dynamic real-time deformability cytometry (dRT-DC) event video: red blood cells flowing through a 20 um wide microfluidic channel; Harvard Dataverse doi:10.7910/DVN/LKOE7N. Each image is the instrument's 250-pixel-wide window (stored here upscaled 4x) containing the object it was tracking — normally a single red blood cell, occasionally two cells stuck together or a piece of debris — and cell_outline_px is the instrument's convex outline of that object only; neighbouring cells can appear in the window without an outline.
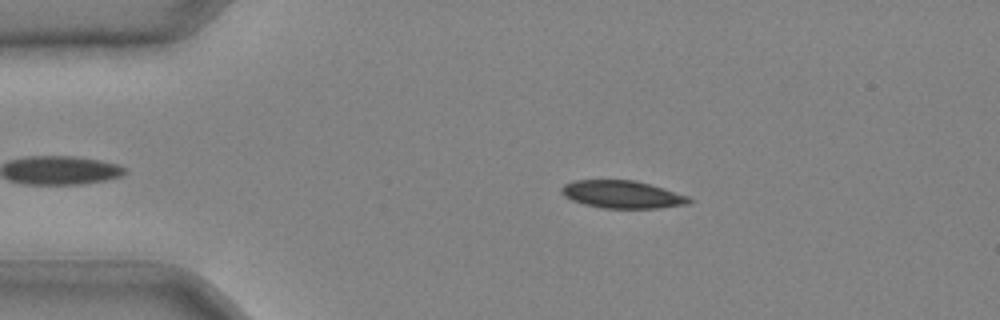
{"species": "common noctule bat (a hibernating species)", "species_latin": "Nyctalus noctula", "temperature_condition": "cold", "stored_images_in_passage": 42, "camera_frame_rate_fps": 3000, "um_per_image_px": 0.085, "animal": {"sex": "male", "body_mass_g": 20.4}, "frame": {"image": 1, "passage_image": 8, "time_ms": 2.333, "image_size_px": [1000, 320], "cell_outline_px": [[692, 200], [688, 204], [660, 208], [600, 208], [584, 204], [572, 200], [564, 196], [560, 192], [560, 188], [564, 184], [576, 180], [636, 180], [664, 188], [688, 196]], "centroid_in_image_um": [52.88, 16.52], "position_along_channel_um": 32.1, "area_um2": 20.63}}
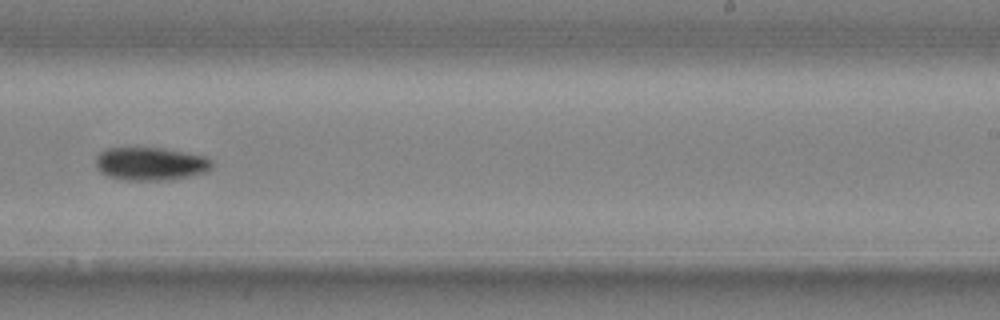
{"frame": {"image": 2, "passage_image": 27, "time_ms": 8.667, "image_size_px": [1000, 320], "cell_outline_px": [[212, 168], [204, 172], [172, 180], [124, 180], [108, 176], [100, 172], [96, 164], [96, 156], [100, 152], [108, 148], [164, 148], [204, 156], [212, 160]], "centroid_in_image_um": [12.79, 13.92], "position_along_channel_um": 276.2, "area_um2": 22.37}}
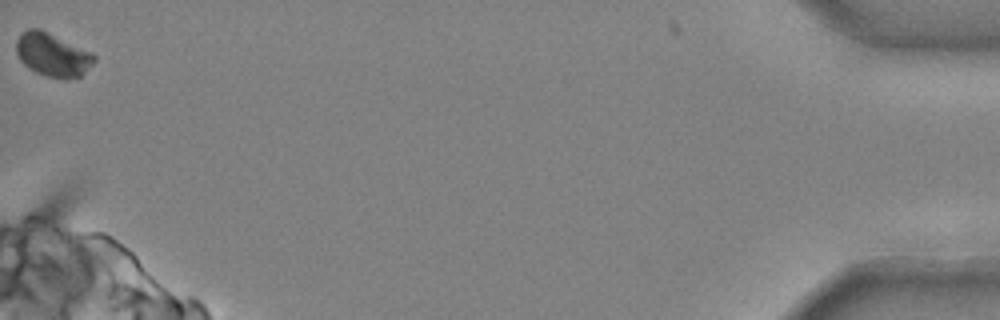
{"frame": {"image": 3, "passage_image": 42, "time_ms": 13.667, "image_size_px": [1000, 320], "cell_outline_px": [[96, 60], [80, 76], [68, 80], [64, 80], [44, 76], [28, 68], [20, 60], [16, 52], [16, 40], [20, 32], [28, 28], [40, 28], [92, 52], [96, 56]], "centroid_in_image_um": [4.45, 4.65], "position_along_channel_um": 430.7, "area_um2": 20.06}}